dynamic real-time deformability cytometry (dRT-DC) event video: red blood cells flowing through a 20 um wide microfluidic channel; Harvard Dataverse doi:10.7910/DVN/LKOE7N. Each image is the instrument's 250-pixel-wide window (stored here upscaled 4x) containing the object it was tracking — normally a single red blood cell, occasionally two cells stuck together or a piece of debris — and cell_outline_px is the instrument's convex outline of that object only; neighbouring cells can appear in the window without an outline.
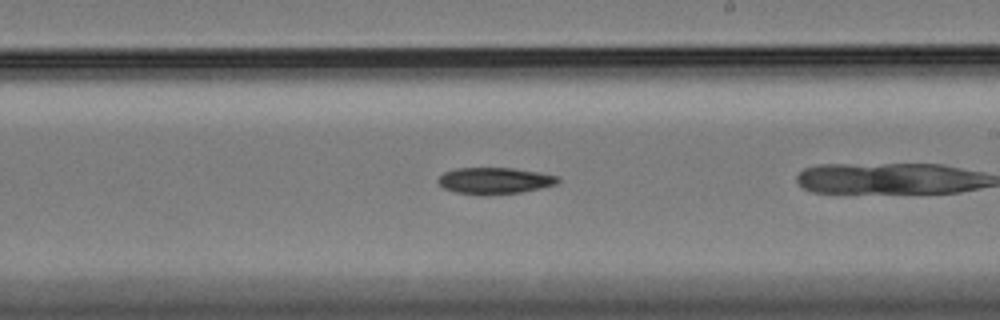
{"species": "Egyptian fruit bat (a non-hibernating species)", "species_latin": "Rousettus aegyptiacus", "temperature_condition": "cold", "stored_images_in_passage": 41, "camera_frame_rate_fps": 3000, "um_per_image_px": 0.085, "animal": {"sex": "female"}, "frame": {"image": 1, "passage_image": 16, "time_ms": 5.0, "image_size_px": [1000, 320], "cell_outline_px": [[560, 180], [556, 184], [540, 188], [520, 192], [488, 196], [484, 196], [456, 192], [444, 188], [440, 184], [440, 176], [444, 172], [456, 168], [512, 168], [540, 172], [560, 176]], "centroid_in_image_um": [42.08, 15.36], "position_along_channel_um": 246.9, "area_um2": 18.55}}
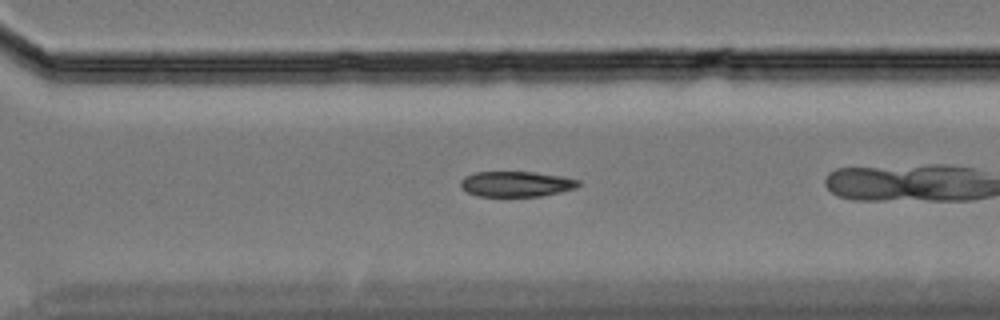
{"frame": {"image": 2, "passage_image": 23, "time_ms": 7.333, "image_size_px": [1000, 320], "cell_outline_px": [[580, 184], [576, 188], [560, 192], [540, 196], [480, 196], [468, 192], [460, 188], [460, 180], [464, 176], [476, 172], [532, 172], [564, 176], [580, 180]], "centroid_in_image_um": [43.88, 15.63], "position_along_channel_um": 326.7, "area_um2": 17.51}}
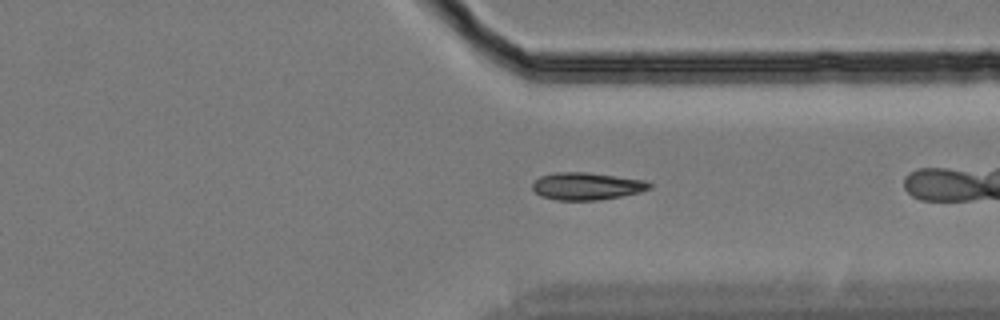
{"frame": {"image": 3, "passage_image": 26, "time_ms": 8.333, "image_size_px": [1000, 320], "cell_outline_px": [[652, 188], [640, 192], [620, 196], [596, 200], [556, 200], [540, 196], [532, 188], [532, 184], [540, 176], [556, 172], [588, 172], [644, 180], [652, 184]], "centroid_in_image_um": [49.86, 15.82], "position_along_channel_um": 361.5, "area_um2": 18.61}}